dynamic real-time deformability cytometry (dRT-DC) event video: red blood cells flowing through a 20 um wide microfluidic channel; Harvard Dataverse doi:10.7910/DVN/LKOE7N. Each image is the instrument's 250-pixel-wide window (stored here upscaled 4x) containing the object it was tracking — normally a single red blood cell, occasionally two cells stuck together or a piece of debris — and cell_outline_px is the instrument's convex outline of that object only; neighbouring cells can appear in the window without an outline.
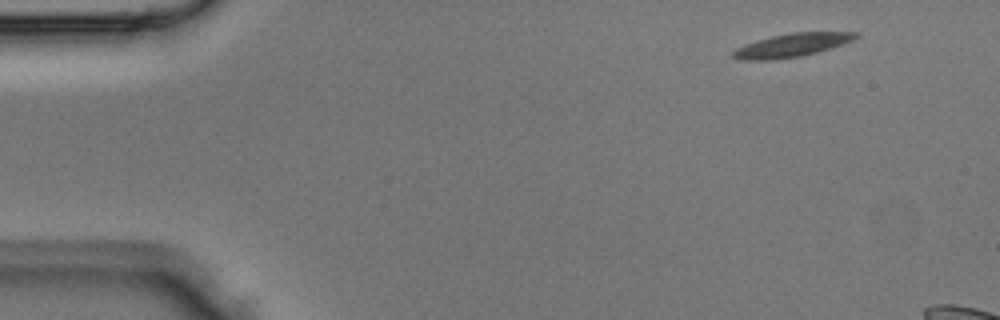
{"species": "Egyptian fruit bat (a non-hibernating species)", "species_latin": "Rousettus aegyptiacus", "temperature_condition": "room temperature", "stored_images_in_passage": 3, "camera_frame_rate_fps": 3000, "um_per_image_px": 0.085, "animal": {"sex": "male"}, "frame": {"image": 1, "passage_image": 1, "time_ms": 0.0, "image_size_px": [1000, 320], "cell_outline_px": [[860, 36], [852, 40], [816, 52], [800, 56], [772, 60], [740, 60], [732, 56], [732, 52], [736, 48], [772, 36], [792, 32], [860, 32]], "centroid_in_image_um": [67.31, 3.84], "position_along_channel_um": 17.7, "area_um2": 16.36}}